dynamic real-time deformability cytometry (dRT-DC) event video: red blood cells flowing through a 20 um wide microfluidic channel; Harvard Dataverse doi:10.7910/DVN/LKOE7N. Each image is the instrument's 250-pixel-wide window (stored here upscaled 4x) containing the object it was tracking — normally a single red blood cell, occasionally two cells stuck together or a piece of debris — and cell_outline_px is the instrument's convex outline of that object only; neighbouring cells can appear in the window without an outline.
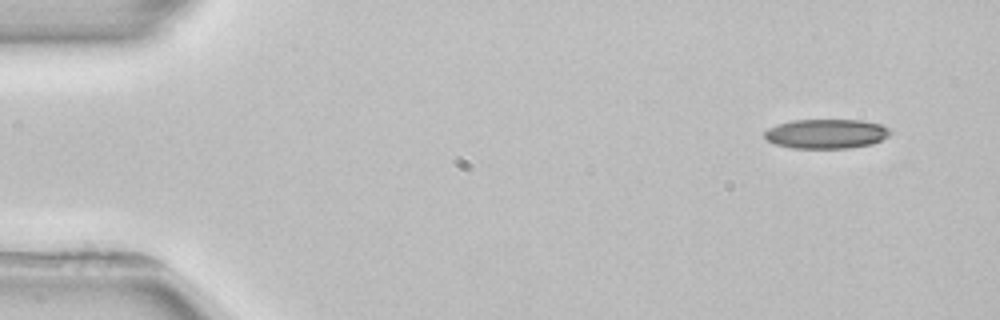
{"species": "common noctule bat (a hibernating species)", "species_latin": "Nyctalus noctula", "temperature_condition": "room temperature", "stored_images_in_passage": 3, "camera_frame_rate_fps": 3000, "um_per_image_px": 0.085, "animal": {"sex": "female", "body_mass_g": 22.7, "forearm_length_mm": 54.2}, "frame": {"image": 1, "passage_image": 1, "time_ms": 0.0, "image_size_px": [1000, 320], "cell_outline_px": [[888, 136], [872, 144], [852, 148], [792, 148], [776, 144], [768, 140], [764, 136], [764, 132], [768, 128], [776, 124], [792, 120], [860, 120], [880, 124], [888, 128]], "centroid_in_image_um": [70.2, 11.37], "position_along_channel_um": 14.8, "area_um2": 21.5}}